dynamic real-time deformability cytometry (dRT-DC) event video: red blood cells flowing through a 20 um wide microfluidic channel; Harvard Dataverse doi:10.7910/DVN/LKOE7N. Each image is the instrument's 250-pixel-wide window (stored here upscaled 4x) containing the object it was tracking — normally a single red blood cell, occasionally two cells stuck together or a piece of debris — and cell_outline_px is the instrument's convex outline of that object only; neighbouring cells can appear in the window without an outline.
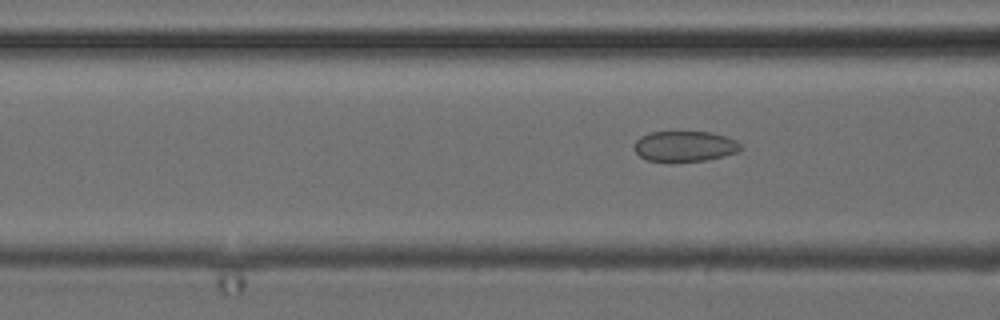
{"species": "common noctule bat (a hibernating species)", "species_latin": "Nyctalus noctula", "temperature_condition": "cold", "stored_images_in_passage": 20, "camera_frame_rate_fps": 3000, "um_per_image_px": 0.085, "animal": {"sex": "female", "body_mass_g": 24.6, "forearm_length_mm": 56.2}, "frame": {"image": 1, "passage_image": 20, "time_ms": 6.333, "image_size_px": [1000, 320], "cell_outline_px": [[744, 148], [736, 152], [724, 156], [704, 160], [672, 164], [648, 160], [640, 156], [632, 148], [632, 144], [640, 136], [648, 132], [712, 132], [736, 140]], "centroid_in_image_um": [58.15, 12.46], "position_along_channel_um": 108.5, "area_um2": 19.54}}